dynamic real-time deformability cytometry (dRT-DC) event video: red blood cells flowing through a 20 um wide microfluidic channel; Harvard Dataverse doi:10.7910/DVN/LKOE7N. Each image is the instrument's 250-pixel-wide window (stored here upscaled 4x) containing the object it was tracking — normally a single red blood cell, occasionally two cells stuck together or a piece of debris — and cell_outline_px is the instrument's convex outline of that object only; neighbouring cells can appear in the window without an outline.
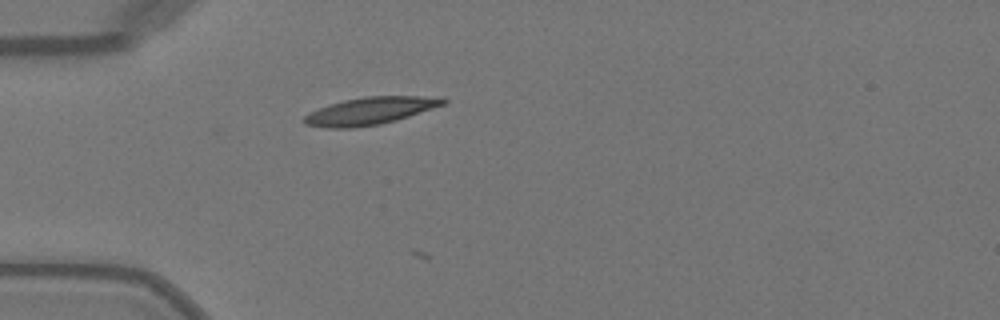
{"species": "Egyptian fruit bat (a non-hibernating species)", "species_latin": "Rousettus aegyptiacus", "temperature_condition": "warm", "stored_images_in_passage": 8, "camera_frame_rate_fps": 3000, "um_per_image_px": 0.085, "animal": {"sex": "female"}, "frame": {"image": 1, "passage_image": 4, "time_ms": 1.0, "image_size_px": [1000, 320], "cell_outline_px": [[448, 100], [444, 104], [396, 120], [380, 124], [352, 128], [328, 128], [304, 124], [304, 116], [308, 112], [344, 100], [364, 96], [444, 96]], "centroid_in_image_um": [31.48, 9.42], "position_along_channel_um": 53.5, "area_um2": 22.08}}